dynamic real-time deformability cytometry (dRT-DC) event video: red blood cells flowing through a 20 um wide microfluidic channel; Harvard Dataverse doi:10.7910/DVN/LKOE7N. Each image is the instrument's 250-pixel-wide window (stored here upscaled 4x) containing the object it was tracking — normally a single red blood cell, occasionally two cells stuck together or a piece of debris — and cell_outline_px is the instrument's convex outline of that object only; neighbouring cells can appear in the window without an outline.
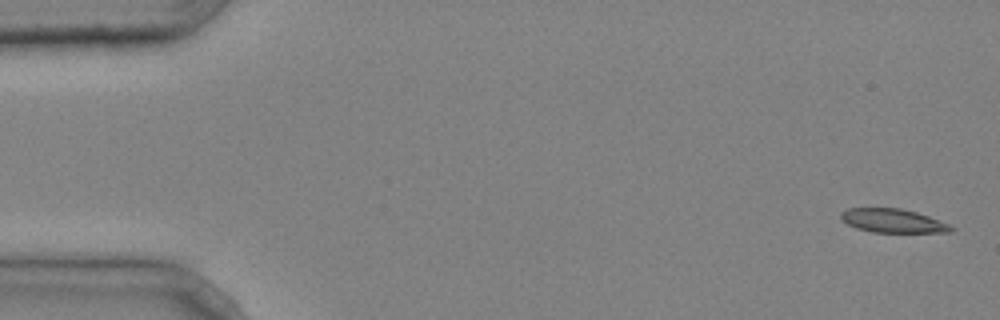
{"species": "common noctule bat (a hibernating species)", "species_latin": "Nyctalus noctula", "temperature_condition": "cold", "stored_images_in_passage": 2, "camera_frame_rate_fps": 3000, "um_per_image_px": 0.085, "animal": {"sex": "male", "body_mass_g": 20.4}, "frame": {"image": 1, "passage_image": 2, "time_ms": 0.333, "image_size_px": [1000, 320], "cell_outline_px": [[956, 228], [952, 232], [872, 232], [856, 228], [840, 220], [840, 212], [848, 208], [900, 208], [916, 212], [928, 216], [948, 224]], "centroid_in_image_um": [75.86, 18.76], "position_along_channel_um": 9.1, "area_um2": 15.26}}